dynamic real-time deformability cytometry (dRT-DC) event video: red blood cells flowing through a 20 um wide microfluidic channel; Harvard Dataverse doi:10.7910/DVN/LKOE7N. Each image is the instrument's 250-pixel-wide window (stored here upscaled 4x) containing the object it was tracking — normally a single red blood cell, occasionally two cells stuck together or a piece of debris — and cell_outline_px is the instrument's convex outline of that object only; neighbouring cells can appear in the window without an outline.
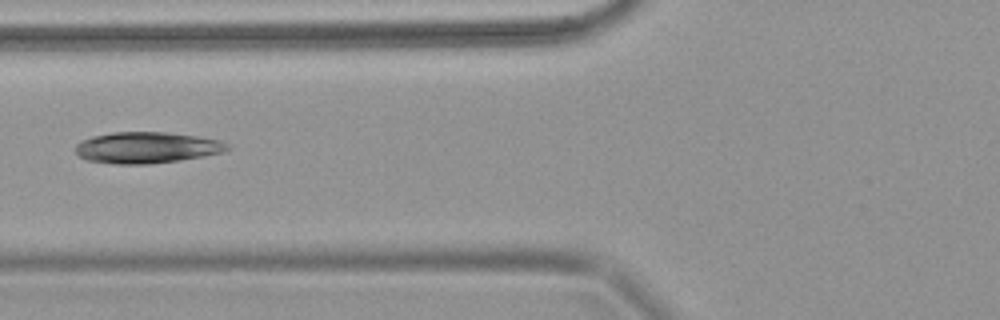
{"species": "common noctule bat (a hibernating species)", "species_latin": "Nyctalus noctula", "temperature_condition": "warm", "stored_images_in_passage": 6, "camera_frame_rate_fps": 3000, "um_per_image_px": 0.085, "animal": {"sex": "female", "body_mass_g": 18.4}, "frame": {"image": 1, "passage_image": 3, "time_ms": 0.667, "image_size_px": [1000, 320], "cell_outline_px": [[228, 148], [220, 152], [180, 160], [148, 164], [116, 164], [88, 160], [80, 156], [76, 152], [76, 144], [80, 140], [92, 136], [112, 132], [164, 132], [196, 136], [220, 140], [228, 144]], "centroid_in_image_um": [12.41, 12.54], "position_along_channel_um": 113.4, "area_um2": 27.34}}
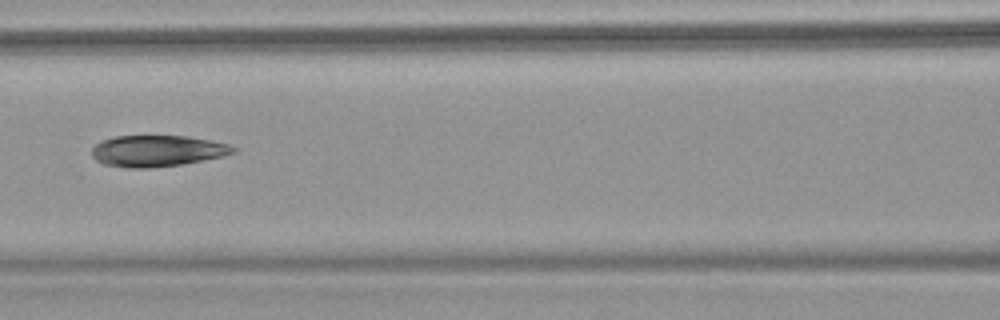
{"frame": {"image": 2, "passage_image": 4, "time_ms": 1.0, "image_size_px": [1000, 320], "cell_outline_px": [[236, 152], [220, 156], [180, 164], [148, 168], [128, 168], [104, 164], [96, 160], [92, 156], [92, 148], [100, 140], [116, 136], [188, 136], [228, 144], [236, 148]], "centroid_in_image_um": [13.31, 12.82], "position_along_channel_um": 153.3, "area_um2": 25.49}}